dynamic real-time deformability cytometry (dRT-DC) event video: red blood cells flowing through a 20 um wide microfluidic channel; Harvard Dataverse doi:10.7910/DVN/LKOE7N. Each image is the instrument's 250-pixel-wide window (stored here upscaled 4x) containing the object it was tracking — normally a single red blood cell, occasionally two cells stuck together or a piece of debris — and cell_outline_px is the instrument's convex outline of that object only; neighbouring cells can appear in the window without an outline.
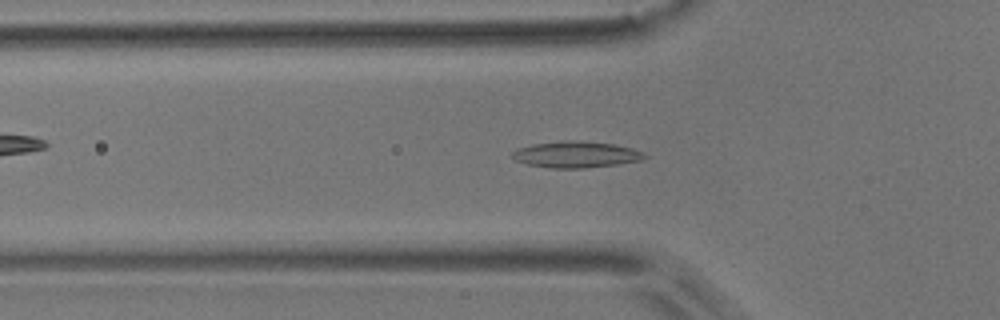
{"species": "common noctule bat (a hibernating species)", "species_latin": "Nyctalus noctula", "temperature_condition": "room temperature", "stored_images_in_passage": 43, "camera_frame_rate_fps": 3000, "um_per_image_px": 0.085, "animal": {"sex": "male", "body_mass_g": 17.9}, "frame": {"image": 1, "passage_image": 7, "time_ms": 2.0, "image_size_px": [1000, 320], "cell_outline_px": [[648, 156], [640, 160], [616, 164], [588, 168], [552, 168], [528, 164], [516, 160], [512, 156], [512, 152], [516, 148], [532, 144], [560, 140], [580, 140], [612, 144], [632, 148]], "centroid_in_image_um": [48.91, 13.12], "position_along_channel_um": 76.9, "area_um2": 20.23}}
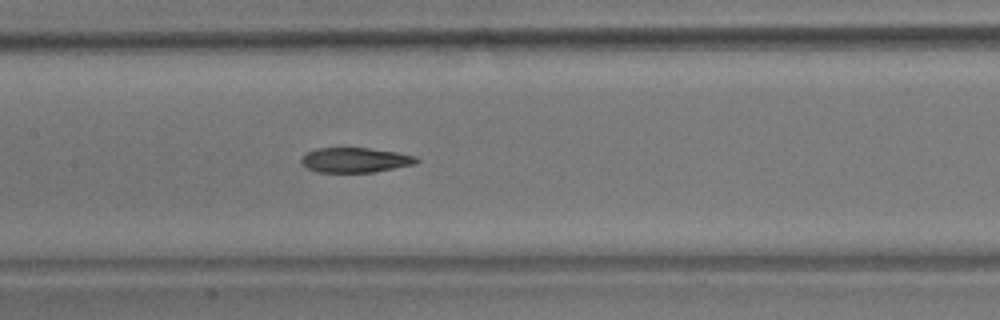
{"frame": {"image": 2, "passage_image": 15, "time_ms": 4.667, "image_size_px": [1000, 320], "cell_outline_px": [[420, 160], [416, 164], [372, 172], [316, 172], [308, 168], [300, 160], [308, 152], [316, 148], [368, 148], [396, 152], [416, 156]], "centroid_in_image_um": [30.22, 13.6], "position_along_channel_um": 177.2, "area_um2": 16.53}}
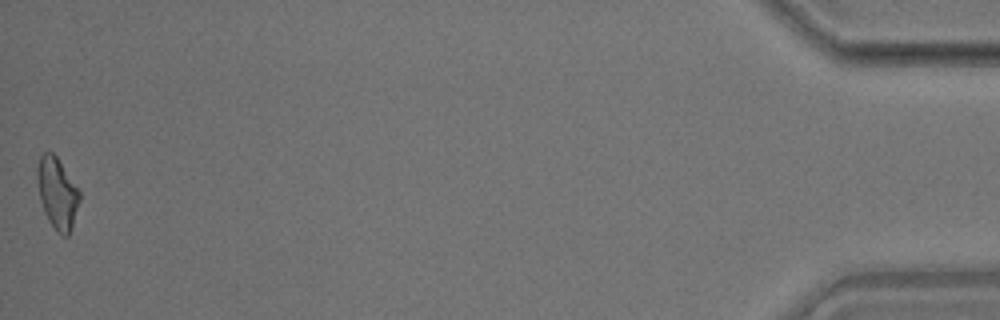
{"frame": {"image": 3, "passage_image": 43, "time_ms": 14.0, "image_size_px": [1000, 320], "cell_outline_px": [[80, 200], [72, 228], [68, 236], [64, 236], [56, 232], [48, 220], [44, 212], [40, 200], [36, 176], [36, 168], [40, 156], [44, 152], [52, 152], [56, 156], [80, 192]], "centroid_in_image_um": [4.85, 16.44], "position_along_channel_um": 430.3, "area_um2": 17.57}, "authors_computed_cell_mechanics": {"area_um2": 17.629, "velocity_mm_per_s": 3.727, "shape_relaxation_time_tau1_ms": 7.7747, "shape_relaxation_time_tau2_ms": 3.8768, "deformation_change_tau1": 0.1816, "deformation_change_tau2": 0.1205}}